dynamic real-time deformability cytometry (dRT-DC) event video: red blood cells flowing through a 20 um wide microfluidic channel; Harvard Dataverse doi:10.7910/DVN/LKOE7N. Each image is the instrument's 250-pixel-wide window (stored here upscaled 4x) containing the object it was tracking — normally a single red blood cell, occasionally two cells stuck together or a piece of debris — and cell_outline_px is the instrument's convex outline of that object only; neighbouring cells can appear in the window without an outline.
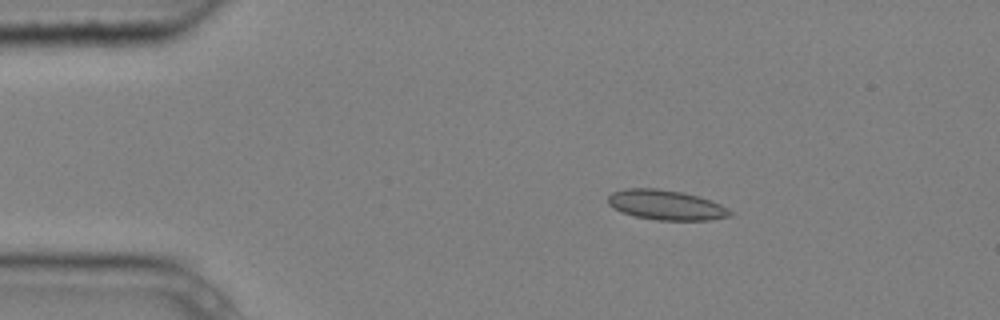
{"species": "common noctule bat (a hibernating species)", "species_latin": "Nyctalus noctula", "temperature_condition": "cold", "stored_images_in_passage": 8, "camera_frame_rate_fps": 3000, "um_per_image_px": 0.085, "animal": {"sex": "male", "body_mass_g": 20.4}, "frame": {"image": 1, "passage_image": 3, "time_ms": 0.667, "image_size_px": [1000, 320], "cell_outline_px": [[732, 216], [708, 220], [656, 220], [636, 216], [620, 212], [612, 208], [608, 204], [608, 196], [612, 192], [624, 188], [656, 188], [684, 192], [720, 204], [732, 212]], "centroid_in_image_um": [56.56, 17.42], "position_along_channel_um": 28.4, "area_um2": 21.27}}
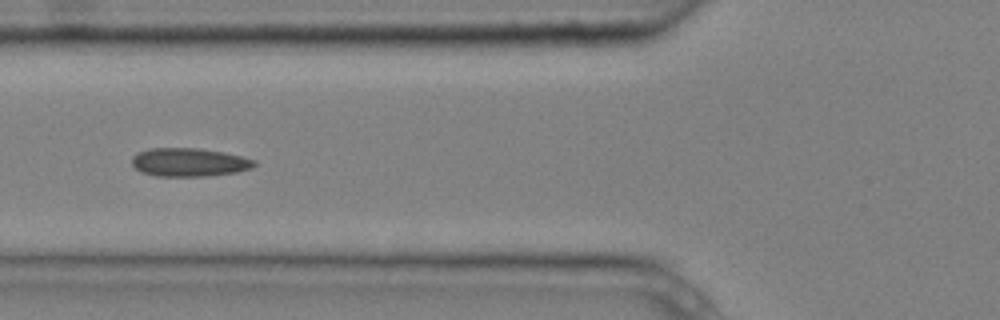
{"frame": {"image": 2, "passage_image": 6, "time_ms": 1.667, "image_size_px": [1000, 320], "cell_outline_px": [[256, 164], [252, 168], [236, 172], [208, 176], [156, 176], [140, 172], [132, 164], [132, 156], [136, 152], [148, 148], [200, 148], [224, 152], [256, 160]], "centroid_in_image_um": [16.05, 13.79], "position_along_channel_um": 109.7, "area_um2": 20.46}}
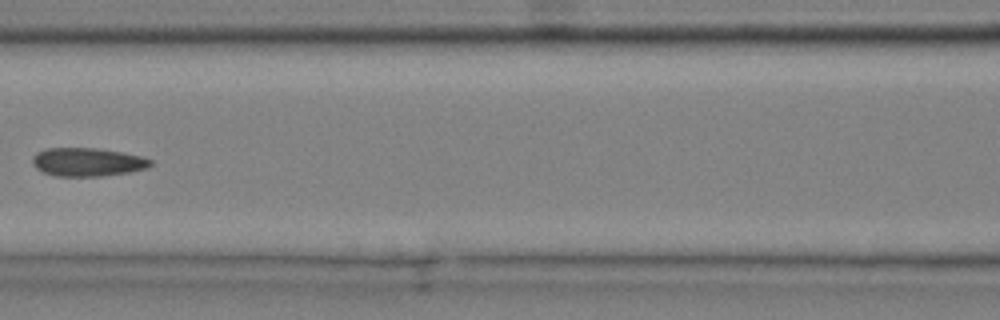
{"frame": {"image": 3, "passage_image": 7, "time_ms": 2.0, "image_size_px": [1000, 320], "cell_outline_px": [[152, 164], [148, 168], [128, 172], [100, 176], [56, 176], [44, 172], [36, 168], [32, 164], [32, 156], [36, 152], [44, 148], [96, 148], [120, 152], [140, 156], [152, 160]], "centroid_in_image_um": [7.4, 13.77], "position_along_channel_um": 159.2, "area_um2": 19.54}}